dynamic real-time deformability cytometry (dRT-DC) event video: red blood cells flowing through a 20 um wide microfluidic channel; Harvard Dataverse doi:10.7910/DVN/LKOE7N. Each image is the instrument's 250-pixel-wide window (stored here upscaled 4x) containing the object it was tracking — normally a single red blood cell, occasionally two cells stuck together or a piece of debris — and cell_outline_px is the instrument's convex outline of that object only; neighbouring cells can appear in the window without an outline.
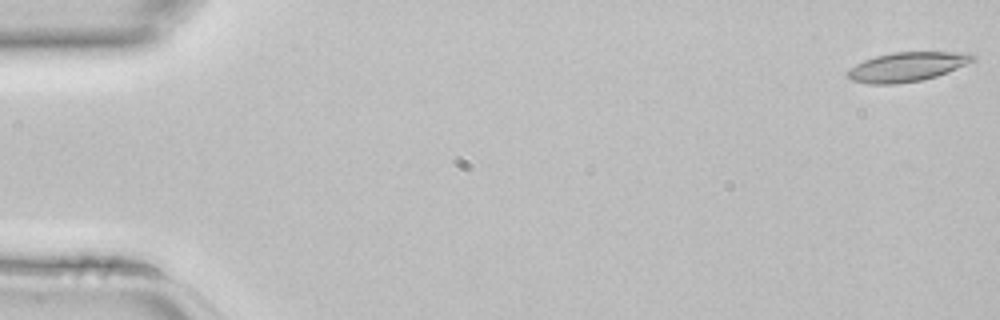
{"species": "common noctule bat (a hibernating species)", "species_latin": "Nyctalus noctula", "temperature_condition": "room temperature", "stored_images_in_passage": 45, "camera_frame_rate_fps": 3000, "um_per_image_px": 0.085, "animal": {"sex": "female", "body_mass_g": 22.7, "forearm_length_mm": 54.2}, "frame": {"image": 1, "passage_image": 1, "time_ms": 0.0, "image_size_px": [1000, 320], "cell_outline_px": [[976, 60], [936, 76], [924, 80], [896, 84], [868, 84], [852, 80], [848, 76], [848, 68], [864, 60], [876, 56], [892, 52], [972, 52], [976, 56]], "centroid_in_image_um": [77.12, 5.67], "position_along_channel_um": 7.9, "area_um2": 21.44}}
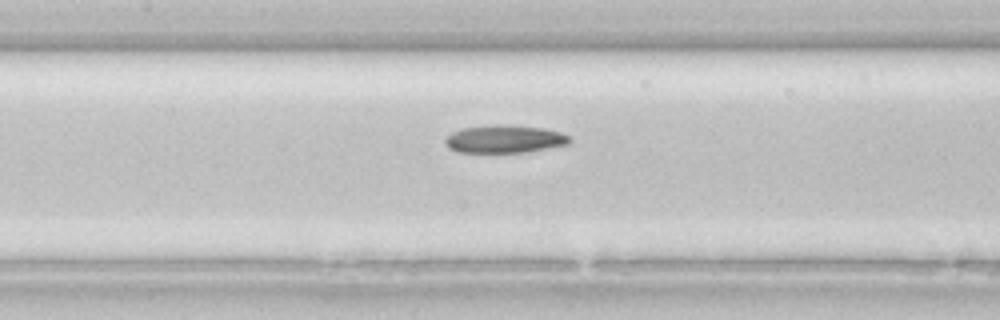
{"frame": {"image": 2, "passage_image": 21, "time_ms": 6.667, "image_size_px": [1000, 320], "cell_outline_px": [[572, 140], [568, 144], [524, 152], [456, 152], [448, 148], [444, 144], [444, 140], [452, 132], [464, 128], [496, 124], [500, 124], [544, 128], [560, 132], [568, 136]], "centroid_in_image_um": [42.85, 11.82], "position_along_channel_um": 164.5, "area_um2": 20.06}}
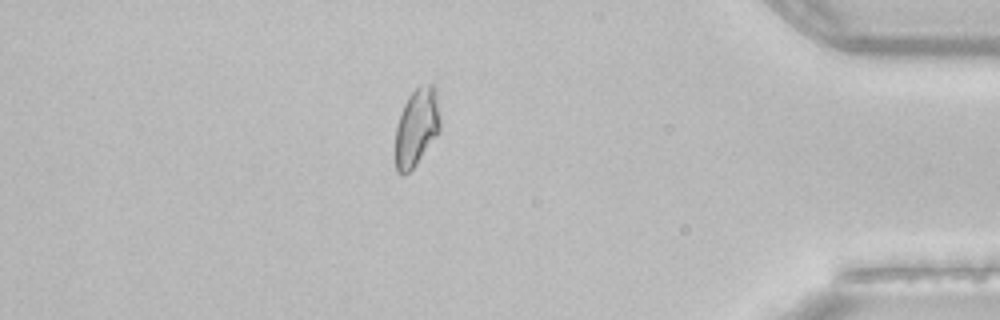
{"frame": {"image": 3, "passage_image": 39, "time_ms": 12.667, "image_size_px": [1000, 320], "cell_outline_px": [[440, 132], [416, 164], [404, 176], [400, 176], [396, 172], [396, 124], [400, 112], [408, 96], [420, 84], [432, 84], [436, 88], [440, 120]], "centroid_in_image_um": [35.41, 10.81], "position_along_channel_um": 399.8, "area_um2": 20.52}}